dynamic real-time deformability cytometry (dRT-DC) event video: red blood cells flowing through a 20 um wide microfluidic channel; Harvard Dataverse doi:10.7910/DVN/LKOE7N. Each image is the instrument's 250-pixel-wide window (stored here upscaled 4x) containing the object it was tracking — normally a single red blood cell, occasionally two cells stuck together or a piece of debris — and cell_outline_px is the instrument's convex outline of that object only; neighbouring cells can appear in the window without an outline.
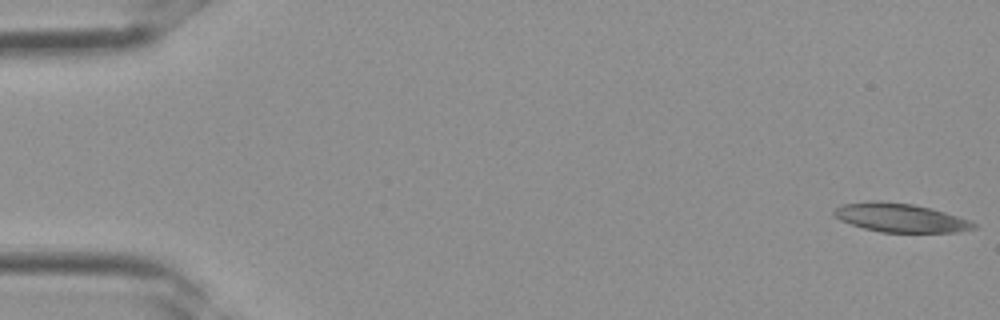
{"species": "Egyptian fruit bat (a non-hibernating species)", "species_latin": "Rousettus aegyptiacus", "temperature_condition": "room temperature", "stored_images_in_passage": 35, "camera_frame_rate_fps": 3000, "um_per_image_px": 0.085, "frame": {"image": 1, "passage_image": 1, "time_ms": 0.0, "image_size_px": [1000, 320], "cell_outline_px": [[976, 228], [960, 232], [880, 232], [864, 228], [840, 220], [832, 212], [836, 208], [844, 204], [872, 200], [880, 200], [912, 204], [932, 208], [968, 220], [976, 224]], "centroid_in_image_um": [76.53, 18.5], "position_along_channel_um": 8.5, "area_um2": 23.24}}
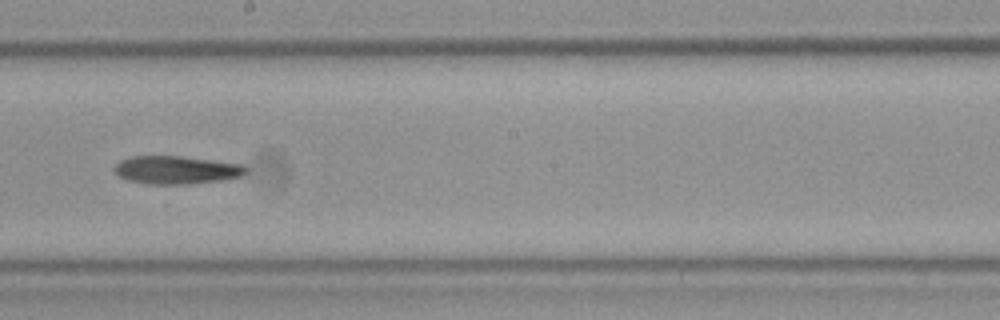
{"frame": {"image": 2, "passage_image": 20, "time_ms": 6.333, "image_size_px": [1000, 320], "cell_outline_px": [[248, 172], [244, 176], [228, 180], [188, 184], [148, 184], [128, 180], [120, 176], [112, 168], [120, 160], [132, 156], [180, 156], [244, 164], [248, 168]], "centroid_in_image_um": [15.07, 14.45], "position_along_channel_um": 233.1, "area_um2": 21.85}}
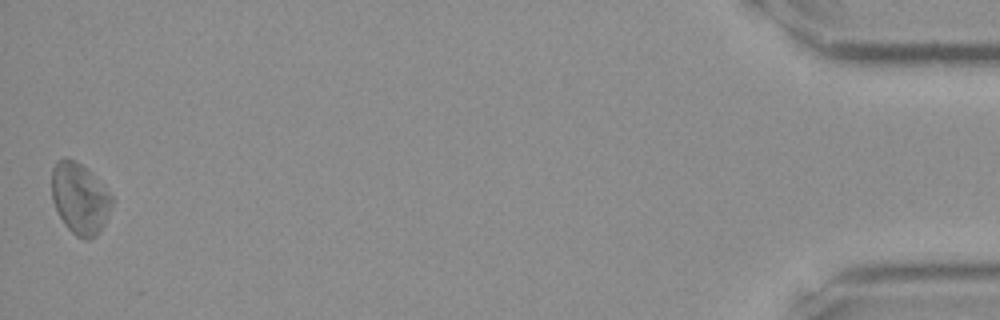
{"frame": {"image": 3, "passage_image": 35, "time_ms": 11.333, "image_size_px": [1000, 320], "cell_outline_px": [[112, 204], [104, 224], [96, 236], [88, 240], [84, 240], [76, 236], [64, 224], [52, 200], [52, 168], [56, 160], [64, 156], [68, 156], [80, 164], [112, 196]], "centroid_in_image_um": [6.74, 16.88], "position_along_channel_um": 428.5, "area_um2": 24.57}}